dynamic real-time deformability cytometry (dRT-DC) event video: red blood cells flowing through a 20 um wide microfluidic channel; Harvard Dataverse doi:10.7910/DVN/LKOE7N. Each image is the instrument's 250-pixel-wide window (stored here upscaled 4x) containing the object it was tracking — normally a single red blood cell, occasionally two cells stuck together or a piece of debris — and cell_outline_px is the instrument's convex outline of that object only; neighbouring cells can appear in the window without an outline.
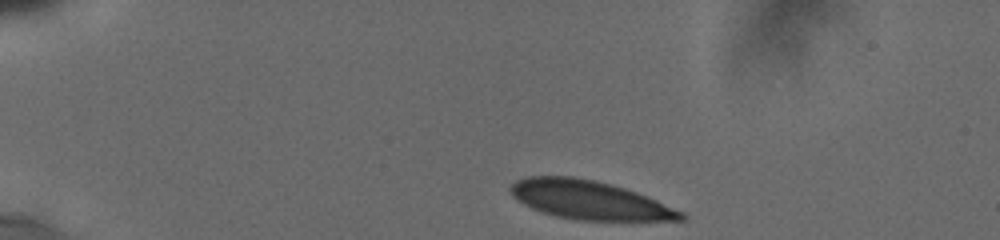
{"species": "human", "species_latin": "Homo sapiens", "temperature_condition": "cold", "stored_images_in_passage": 55, "camera_frame_rate_fps": 3000, "um_per_image_px": 0.085, "donor": {"sex": "male"}, "frame": {"image": 1, "passage_image": 1, "time_ms": 0.0, "image_size_px": [1000, 240], "cell_outline_px": [[688, 220], [576, 220], [556, 216], [532, 208], [516, 200], [512, 196], [508, 188], [516, 180], [528, 176], [572, 176], [596, 180], [612, 184], [648, 196], [684, 212], [688, 216]], "centroid_in_image_um": [50.11, 16.99], "position_along_channel_um": 34.9, "area_um2": 38.55}}
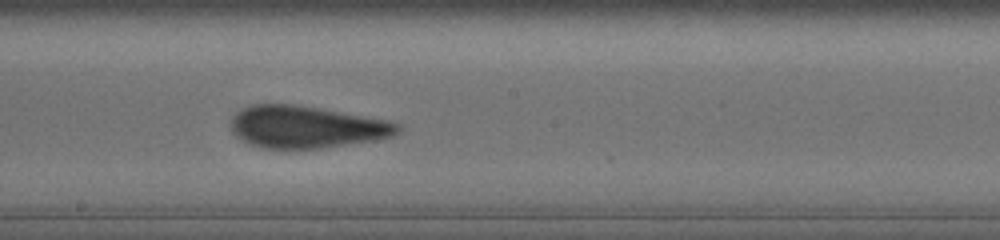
{"frame": {"image": 2, "passage_image": 30, "time_ms": 7.0, "image_size_px": [1000, 240], "cell_outline_px": [[400, 132], [392, 136], [380, 140], [320, 148], [260, 148], [248, 144], [240, 140], [232, 132], [232, 116], [240, 108], [252, 104], [296, 104], [320, 108], [388, 120], [400, 124]], "centroid_in_image_um": [26.03, 10.79], "position_along_channel_um": 222.2, "area_um2": 41.33}}
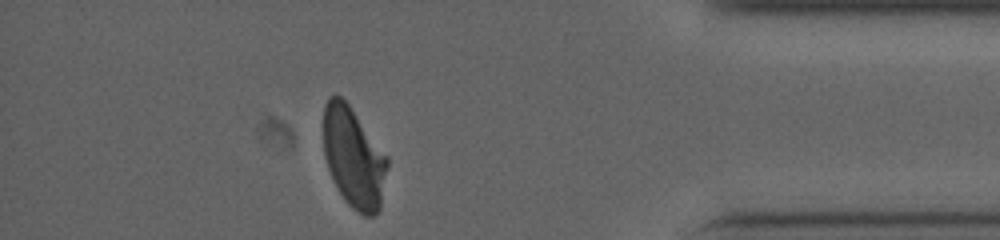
{"frame": {"image": 3, "passage_image": 50, "time_ms": 12.667, "image_size_px": [1000, 240], "cell_outline_px": [[388, 164], [380, 208], [372, 216], [364, 216], [356, 212], [344, 200], [328, 168], [324, 156], [324, 104], [328, 96], [336, 92], [348, 104], [388, 156]], "centroid_in_image_um": [30.06, 13.37], "position_along_channel_um": 405.1, "area_um2": 37.28}, "authors_computed_cell_mechanics": {"area_um2": 41.2114, "velocity_mm_per_s": 3.7568, "shape_relaxation_time_tau1_ms": 8.9102, "shape_relaxation_time_tau2_ms": 0.2331, "deformation_change_tau1": 0.2028, "deformation_change_tau2": 0.0614}}